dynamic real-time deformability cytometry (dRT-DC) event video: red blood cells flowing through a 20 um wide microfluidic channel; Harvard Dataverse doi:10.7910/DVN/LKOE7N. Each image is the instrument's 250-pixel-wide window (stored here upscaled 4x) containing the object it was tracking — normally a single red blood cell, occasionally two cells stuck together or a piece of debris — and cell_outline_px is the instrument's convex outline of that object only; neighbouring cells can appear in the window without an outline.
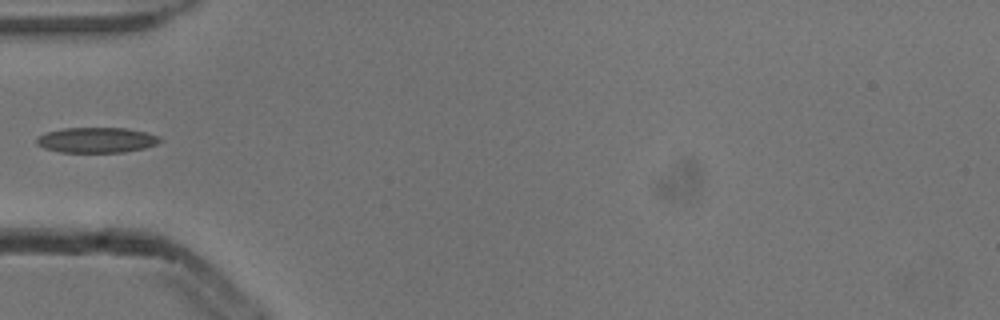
{"species": "common noctule bat (a hibernating species)", "species_latin": "Nyctalus noctula", "temperature_condition": "cold", "stored_images_in_passage": 6, "camera_frame_rate_fps": 3000, "um_per_image_px": 0.085, "animal": {"sex": "male", "body_mass_g": 13.3}, "frame": {"image": 1, "passage_image": 5, "time_ms": 1.333, "image_size_px": [1000, 320], "cell_outline_px": [[164, 140], [156, 144], [144, 148], [124, 152], [60, 152], [44, 148], [36, 144], [36, 140], [44, 132], [64, 128], [128, 128], [160, 136]], "centroid_in_image_um": [8.22, 11.9], "position_along_channel_um": 76.8, "area_um2": 18.26}}
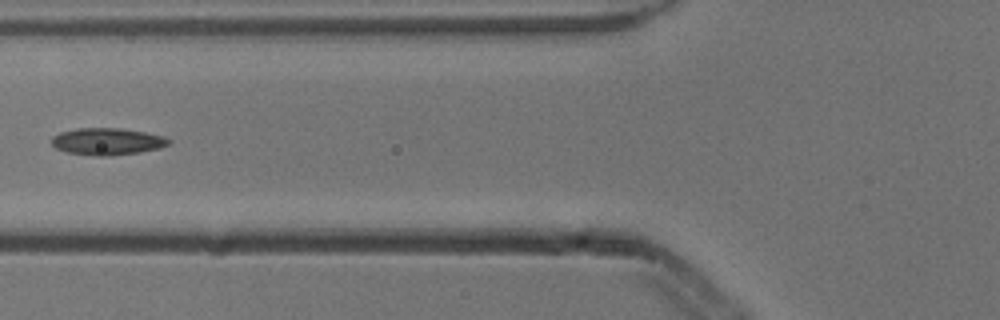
{"frame": {"image": 2, "passage_image": 6, "time_ms": 1.667, "image_size_px": [1000, 320], "cell_outline_px": [[172, 144], [160, 148], [140, 152], [112, 156], [92, 156], [68, 152], [56, 148], [52, 144], [52, 136], [60, 132], [76, 128], [120, 128], [144, 132], [164, 136], [172, 140]], "centroid_in_image_um": [9.15, 12.03], "position_along_channel_um": 116.6, "area_um2": 18.61}}